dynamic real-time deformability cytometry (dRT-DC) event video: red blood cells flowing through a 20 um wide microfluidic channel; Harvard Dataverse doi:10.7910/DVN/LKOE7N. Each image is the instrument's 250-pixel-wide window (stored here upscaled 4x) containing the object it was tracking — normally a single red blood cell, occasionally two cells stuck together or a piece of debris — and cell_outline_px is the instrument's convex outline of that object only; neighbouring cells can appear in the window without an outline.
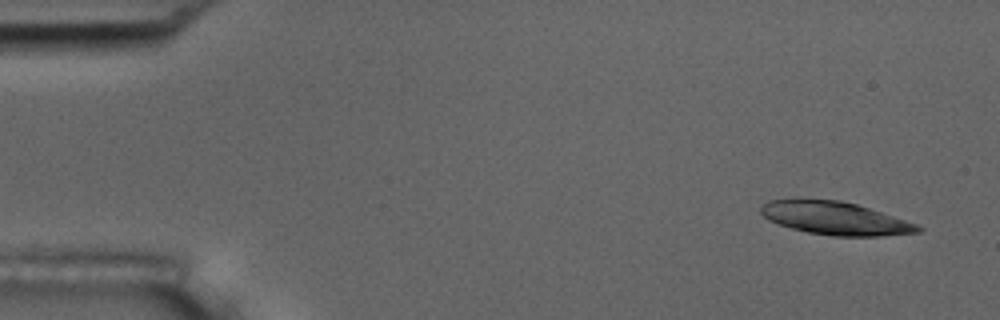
{"species": "common noctule bat (a hibernating species)", "species_latin": "Nyctalus noctula", "temperature_condition": "room temperature", "stored_images_in_passage": 15, "camera_frame_rate_fps": 3000, "um_per_image_px": 0.085, "animal": {"sex": "male", "body_mass_g": 17.5, "forearm_length_mm": 52.3}, "frame": {"image": 1, "passage_image": 1, "time_ms": 0.0, "image_size_px": [1000, 320], "cell_outline_px": [[924, 228], [920, 232], [880, 236], [832, 236], [808, 232], [792, 228], [768, 220], [760, 212], [760, 208], [768, 200], [840, 200], [856, 204], [916, 224]], "centroid_in_image_um": [70.99, 18.57], "position_along_channel_um": 14.0, "area_um2": 29.59}}